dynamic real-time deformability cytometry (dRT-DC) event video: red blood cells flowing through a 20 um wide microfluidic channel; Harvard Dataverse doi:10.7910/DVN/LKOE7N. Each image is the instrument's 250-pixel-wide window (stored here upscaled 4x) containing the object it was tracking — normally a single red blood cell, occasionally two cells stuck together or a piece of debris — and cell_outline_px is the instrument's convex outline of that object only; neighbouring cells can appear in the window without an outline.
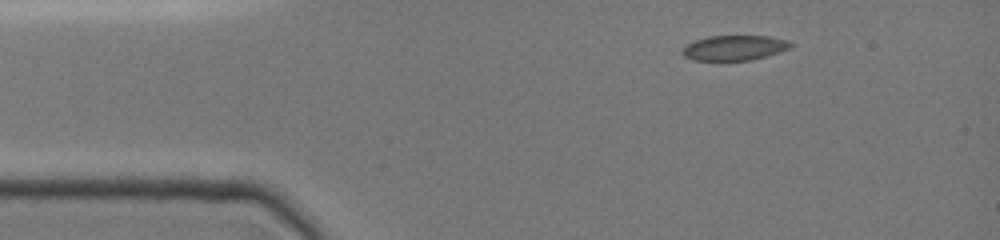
{"species": "common noctule bat (a hibernating species)", "species_latin": "Nyctalus noctula", "temperature_condition": "cold", "stored_images_in_passage": 34, "camera_frame_rate_fps": 3000, "um_per_image_px": 0.085, "animal": {"sex": "female", "body_mass_g": 19.0, "forearm_length_mm": 51.5}, "frame": {"image": 1, "passage_image": 1, "time_ms": 0.0, "image_size_px": [1000, 240], "cell_outline_px": [[796, 44], [792, 48], [780, 52], [752, 60], [692, 60], [684, 56], [680, 52], [688, 44], [696, 40], [708, 36], [768, 36], [788, 40]], "centroid_in_image_um": [62.48, 4.06], "position_along_channel_um": 22.5, "area_um2": 15.9}}
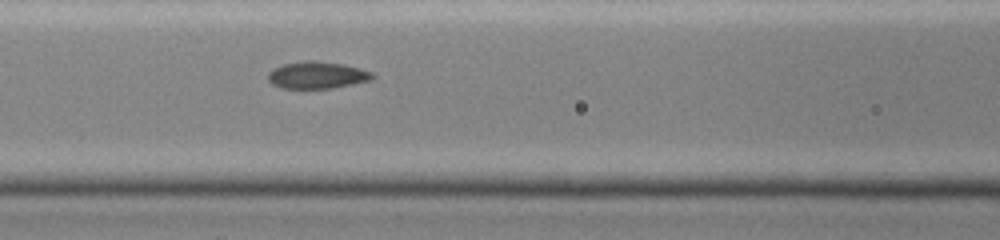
{"frame": {"image": 2, "passage_image": 18, "time_ms": 4.333, "image_size_px": [1000, 240], "cell_outline_px": [[376, 76], [372, 80], [332, 88], [280, 88], [272, 84], [268, 80], [268, 72], [284, 64], [304, 60], [316, 60], [344, 64], [360, 68], [372, 72]], "centroid_in_image_um": [26.98, 6.38], "position_along_channel_um": 139.6, "area_um2": 16.53}}
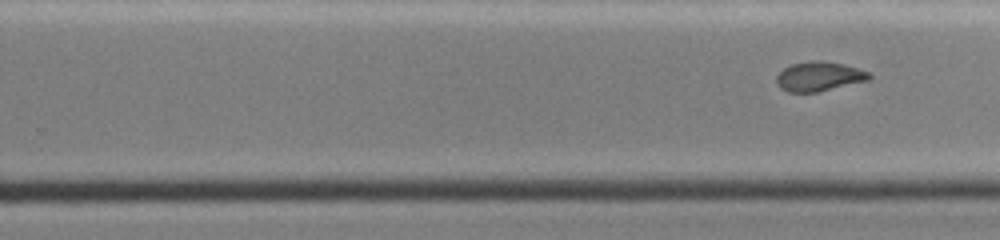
{"frame": {"image": 3, "passage_image": 34, "time_ms": 7.333, "image_size_px": [1000, 240], "cell_outline_px": [[872, 80], [816, 92], [788, 92], [780, 88], [776, 84], [776, 76], [784, 68], [792, 64], [812, 60], [824, 60], [844, 64], [868, 72], [872, 76]], "centroid_in_image_um": [69.63, 6.49], "position_along_channel_um": 260.2, "area_um2": 16.07}}